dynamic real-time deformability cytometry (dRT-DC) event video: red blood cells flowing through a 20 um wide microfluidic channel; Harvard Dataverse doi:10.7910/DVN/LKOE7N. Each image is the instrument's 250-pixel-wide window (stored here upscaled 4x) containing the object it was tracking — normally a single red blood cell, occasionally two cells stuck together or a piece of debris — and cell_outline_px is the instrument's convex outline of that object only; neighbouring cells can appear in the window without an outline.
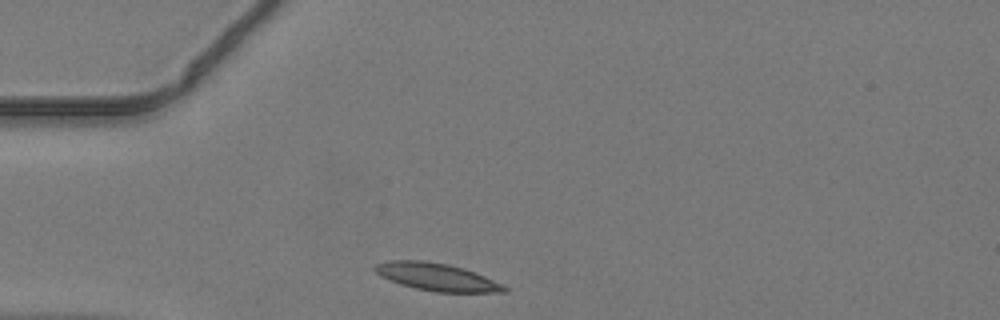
{"species": "common noctule bat (a hibernating species)", "species_latin": "Nyctalus noctula", "temperature_condition": "warm", "stored_images_in_passage": 36, "camera_frame_rate_fps": 3000, "um_per_image_px": 0.085, "animal": {"sex": "male", "body_mass_g": 19.2, "forearm_length_mm": 51.8}, "frame": {"image": 1, "passage_image": 1, "time_ms": 0.0, "image_size_px": [1000, 320], "cell_outline_px": [[508, 292], [436, 292], [416, 288], [400, 284], [380, 276], [372, 268], [376, 264], [388, 260], [424, 260], [448, 264], [464, 268], [504, 284], [508, 288]], "centroid_in_image_um": [37.12, 23.53], "position_along_channel_um": 47.9, "area_um2": 20.81}}
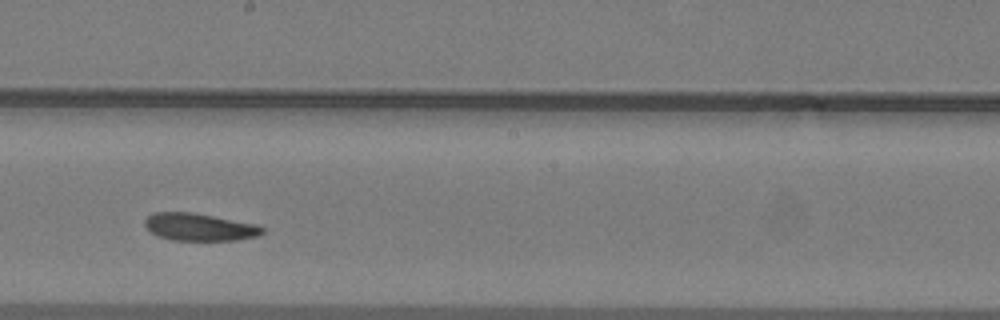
{"frame": {"image": 2, "passage_image": 15, "time_ms": 4.667, "image_size_px": [1000, 320], "cell_outline_px": [[264, 232], [256, 236], [240, 240], [172, 240], [156, 236], [144, 224], [144, 220], [152, 212], [192, 212], [252, 224], [264, 228]], "centroid_in_image_um": [16.89, 19.3], "position_along_channel_um": 231.3, "area_um2": 18.55}}
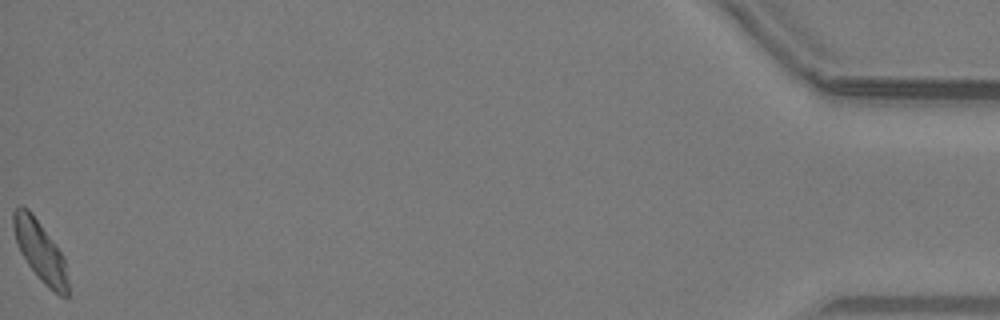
{"frame": {"image": 3, "passage_image": 36, "time_ms": 11.667, "image_size_px": [1000, 320], "cell_outline_px": [[68, 296], [60, 296], [48, 288], [40, 280], [28, 264], [20, 252], [16, 244], [12, 228], [12, 212], [20, 204], [28, 208], [32, 212], [64, 256], [68, 280]], "centroid_in_image_um": [3.39, 21.32], "position_along_channel_um": 431.8, "area_um2": 19.48}}